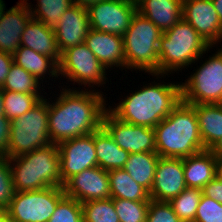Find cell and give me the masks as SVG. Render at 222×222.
<instances>
[{
    "label": "cell",
    "mask_w": 222,
    "mask_h": 222,
    "mask_svg": "<svg viewBox=\"0 0 222 222\" xmlns=\"http://www.w3.org/2000/svg\"><path fill=\"white\" fill-rule=\"evenodd\" d=\"M150 201L113 199L120 222H146Z\"/></svg>",
    "instance_id": "d6a6232c"
},
{
    "label": "cell",
    "mask_w": 222,
    "mask_h": 222,
    "mask_svg": "<svg viewBox=\"0 0 222 222\" xmlns=\"http://www.w3.org/2000/svg\"><path fill=\"white\" fill-rule=\"evenodd\" d=\"M184 179L187 187L201 189L217 176L216 157L205 149L183 158Z\"/></svg>",
    "instance_id": "7402d4cb"
},
{
    "label": "cell",
    "mask_w": 222,
    "mask_h": 222,
    "mask_svg": "<svg viewBox=\"0 0 222 222\" xmlns=\"http://www.w3.org/2000/svg\"><path fill=\"white\" fill-rule=\"evenodd\" d=\"M94 145L99 167L107 171L123 169L130 153L120 148L103 126L94 131Z\"/></svg>",
    "instance_id": "603a6c76"
},
{
    "label": "cell",
    "mask_w": 222,
    "mask_h": 222,
    "mask_svg": "<svg viewBox=\"0 0 222 222\" xmlns=\"http://www.w3.org/2000/svg\"><path fill=\"white\" fill-rule=\"evenodd\" d=\"M181 83L182 101L190 105L222 103V50L218 48ZM202 61V62H201Z\"/></svg>",
    "instance_id": "ba28073f"
},
{
    "label": "cell",
    "mask_w": 222,
    "mask_h": 222,
    "mask_svg": "<svg viewBox=\"0 0 222 222\" xmlns=\"http://www.w3.org/2000/svg\"><path fill=\"white\" fill-rule=\"evenodd\" d=\"M154 130L160 157L185 158L205 150L195 108L182 100Z\"/></svg>",
    "instance_id": "3957f363"
},
{
    "label": "cell",
    "mask_w": 222,
    "mask_h": 222,
    "mask_svg": "<svg viewBox=\"0 0 222 222\" xmlns=\"http://www.w3.org/2000/svg\"><path fill=\"white\" fill-rule=\"evenodd\" d=\"M90 29L87 8L75 4L69 7L61 15L58 24L54 28L60 53L84 43Z\"/></svg>",
    "instance_id": "e0dca14e"
},
{
    "label": "cell",
    "mask_w": 222,
    "mask_h": 222,
    "mask_svg": "<svg viewBox=\"0 0 222 222\" xmlns=\"http://www.w3.org/2000/svg\"><path fill=\"white\" fill-rule=\"evenodd\" d=\"M46 96L24 115L11 120L8 158L30 153L51 144Z\"/></svg>",
    "instance_id": "52a82bcc"
},
{
    "label": "cell",
    "mask_w": 222,
    "mask_h": 222,
    "mask_svg": "<svg viewBox=\"0 0 222 222\" xmlns=\"http://www.w3.org/2000/svg\"><path fill=\"white\" fill-rule=\"evenodd\" d=\"M62 86L57 95L59 97L55 100L48 97V132L51 142L55 144L99 129L108 105L102 90Z\"/></svg>",
    "instance_id": "6da1fadb"
},
{
    "label": "cell",
    "mask_w": 222,
    "mask_h": 222,
    "mask_svg": "<svg viewBox=\"0 0 222 222\" xmlns=\"http://www.w3.org/2000/svg\"><path fill=\"white\" fill-rule=\"evenodd\" d=\"M31 12V18L44 23L46 27L54 29L61 15L74 3L72 0H36V6L25 0ZM35 8H34V7Z\"/></svg>",
    "instance_id": "83f0119b"
},
{
    "label": "cell",
    "mask_w": 222,
    "mask_h": 222,
    "mask_svg": "<svg viewBox=\"0 0 222 222\" xmlns=\"http://www.w3.org/2000/svg\"><path fill=\"white\" fill-rule=\"evenodd\" d=\"M84 44L107 70L114 71L115 67H119V70L127 72L123 37L91 28L84 40Z\"/></svg>",
    "instance_id": "ac0fdd59"
},
{
    "label": "cell",
    "mask_w": 222,
    "mask_h": 222,
    "mask_svg": "<svg viewBox=\"0 0 222 222\" xmlns=\"http://www.w3.org/2000/svg\"><path fill=\"white\" fill-rule=\"evenodd\" d=\"M202 194L222 204V180L216 176L202 188Z\"/></svg>",
    "instance_id": "f35d334b"
},
{
    "label": "cell",
    "mask_w": 222,
    "mask_h": 222,
    "mask_svg": "<svg viewBox=\"0 0 222 222\" xmlns=\"http://www.w3.org/2000/svg\"><path fill=\"white\" fill-rule=\"evenodd\" d=\"M11 130V121L5 116H0V156L8 157V145Z\"/></svg>",
    "instance_id": "74e56055"
},
{
    "label": "cell",
    "mask_w": 222,
    "mask_h": 222,
    "mask_svg": "<svg viewBox=\"0 0 222 222\" xmlns=\"http://www.w3.org/2000/svg\"><path fill=\"white\" fill-rule=\"evenodd\" d=\"M83 222H120L115 211L113 198L81 203Z\"/></svg>",
    "instance_id": "1f68e13d"
},
{
    "label": "cell",
    "mask_w": 222,
    "mask_h": 222,
    "mask_svg": "<svg viewBox=\"0 0 222 222\" xmlns=\"http://www.w3.org/2000/svg\"><path fill=\"white\" fill-rule=\"evenodd\" d=\"M48 222H83L81 203L65 195L58 202Z\"/></svg>",
    "instance_id": "836d02e7"
},
{
    "label": "cell",
    "mask_w": 222,
    "mask_h": 222,
    "mask_svg": "<svg viewBox=\"0 0 222 222\" xmlns=\"http://www.w3.org/2000/svg\"><path fill=\"white\" fill-rule=\"evenodd\" d=\"M210 46L183 18L171 29L162 33L159 41L158 74L169 75L191 68L192 64L205 56ZM190 65V66H189ZM178 71V72H177Z\"/></svg>",
    "instance_id": "277c9868"
},
{
    "label": "cell",
    "mask_w": 222,
    "mask_h": 222,
    "mask_svg": "<svg viewBox=\"0 0 222 222\" xmlns=\"http://www.w3.org/2000/svg\"><path fill=\"white\" fill-rule=\"evenodd\" d=\"M159 158L160 156L156 152L129 154L123 169L128 172L136 183L150 192Z\"/></svg>",
    "instance_id": "484cf974"
},
{
    "label": "cell",
    "mask_w": 222,
    "mask_h": 222,
    "mask_svg": "<svg viewBox=\"0 0 222 222\" xmlns=\"http://www.w3.org/2000/svg\"><path fill=\"white\" fill-rule=\"evenodd\" d=\"M90 27L123 37L137 11L129 0H102L87 7Z\"/></svg>",
    "instance_id": "8fae6325"
},
{
    "label": "cell",
    "mask_w": 222,
    "mask_h": 222,
    "mask_svg": "<svg viewBox=\"0 0 222 222\" xmlns=\"http://www.w3.org/2000/svg\"><path fill=\"white\" fill-rule=\"evenodd\" d=\"M209 150L216 158L222 156V138L218 142H216Z\"/></svg>",
    "instance_id": "60d3db41"
},
{
    "label": "cell",
    "mask_w": 222,
    "mask_h": 222,
    "mask_svg": "<svg viewBox=\"0 0 222 222\" xmlns=\"http://www.w3.org/2000/svg\"><path fill=\"white\" fill-rule=\"evenodd\" d=\"M183 158L160 157L156 165L150 199L169 202L186 189Z\"/></svg>",
    "instance_id": "2e32d148"
},
{
    "label": "cell",
    "mask_w": 222,
    "mask_h": 222,
    "mask_svg": "<svg viewBox=\"0 0 222 222\" xmlns=\"http://www.w3.org/2000/svg\"><path fill=\"white\" fill-rule=\"evenodd\" d=\"M102 126L112 136L115 143L130 154L156 152L154 128L123 122L108 109L103 115Z\"/></svg>",
    "instance_id": "4fadbf2b"
},
{
    "label": "cell",
    "mask_w": 222,
    "mask_h": 222,
    "mask_svg": "<svg viewBox=\"0 0 222 222\" xmlns=\"http://www.w3.org/2000/svg\"><path fill=\"white\" fill-rule=\"evenodd\" d=\"M45 96L25 94L3 90V108L5 116L11 121L36 106Z\"/></svg>",
    "instance_id": "f546056e"
},
{
    "label": "cell",
    "mask_w": 222,
    "mask_h": 222,
    "mask_svg": "<svg viewBox=\"0 0 222 222\" xmlns=\"http://www.w3.org/2000/svg\"><path fill=\"white\" fill-rule=\"evenodd\" d=\"M201 196V189L187 187L169 204L182 222H194Z\"/></svg>",
    "instance_id": "4dcf8cb0"
},
{
    "label": "cell",
    "mask_w": 222,
    "mask_h": 222,
    "mask_svg": "<svg viewBox=\"0 0 222 222\" xmlns=\"http://www.w3.org/2000/svg\"><path fill=\"white\" fill-rule=\"evenodd\" d=\"M63 188L66 196L80 203L111 198L108 171L99 166L74 175Z\"/></svg>",
    "instance_id": "9a60e30c"
},
{
    "label": "cell",
    "mask_w": 222,
    "mask_h": 222,
    "mask_svg": "<svg viewBox=\"0 0 222 222\" xmlns=\"http://www.w3.org/2000/svg\"><path fill=\"white\" fill-rule=\"evenodd\" d=\"M198 120L205 149H210L222 138V103L192 105Z\"/></svg>",
    "instance_id": "d4e9b609"
},
{
    "label": "cell",
    "mask_w": 222,
    "mask_h": 222,
    "mask_svg": "<svg viewBox=\"0 0 222 222\" xmlns=\"http://www.w3.org/2000/svg\"><path fill=\"white\" fill-rule=\"evenodd\" d=\"M13 62L14 58L12 54L0 52V87L3 86Z\"/></svg>",
    "instance_id": "ab89813d"
},
{
    "label": "cell",
    "mask_w": 222,
    "mask_h": 222,
    "mask_svg": "<svg viewBox=\"0 0 222 222\" xmlns=\"http://www.w3.org/2000/svg\"><path fill=\"white\" fill-rule=\"evenodd\" d=\"M14 63L35 76L39 81H46L47 78H59L58 63L51 57L42 55L34 50L20 46L13 54ZM49 76V77H48ZM47 77V78H46ZM43 79L45 81H43Z\"/></svg>",
    "instance_id": "cb8c5ba5"
},
{
    "label": "cell",
    "mask_w": 222,
    "mask_h": 222,
    "mask_svg": "<svg viewBox=\"0 0 222 222\" xmlns=\"http://www.w3.org/2000/svg\"><path fill=\"white\" fill-rule=\"evenodd\" d=\"M9 158L0 156V207L6 210L15 194Z\"/></svg>",
    "instance_id": "e575fe53"
},
{
    "label": "cell",
    "mask_w": 222,
    "mask_h": 222,
    "mask_svg": "<svg viewBox=\"0 0 222 222\" xmlns=\"http://www.w3.org/2000/svg\"><path fill=\"white\" fill-rule=\"evenodd\" d=\"M137 11L163 33L183 18V0H143Z\"/></svg>",
    "instance_id": "44dd1931"
},
{
    "label": "cell",
    "mask_w": 222,
    "mask_h": 222,
    "mask_svg": "<svg viewBox=\"0 0 222 222\" xmlns=\"http://www.w3.org/2000/svg\"><path fill=\"white\" fill-rule=\"evenodd\" d=\"M146 222H182L169 202L150 200Z\"/></svg>",
    "instance_id": "8d00e7d4"
},
{
    "label": "cell",
    "mask_w": 222,
    "mask_h": 222,
    "mask_svg": "<svg viewBox=\"0 0 222 222\" xmlns=\"http://www.w3.org/2000/svg\"><path fill=\"white\" fill-rule=\"evenodd\" d=\"M214 8L216 9V12L219 15L220 22L222 25V0H212Z\"/></svg>",
    "instance_id": "7bdbcfd3"
},
{
    "label": "cell",
    "mask_w": 222,
    "mask_h": 222,
    "mask_svg": "<svg viewBox=\"0 0 222 222\" xmlns=\"http://www.w3.org/2000/svg\"><path fill=\"white\" fill-rule=\"evenodd\" d=\"M4 2H5L4 0H0V18H1V15L3 14L4 10L7 9Z\"/></svg>",
    "instance_id": "bcb514c9"
},
{
    "label": "cell",
    "mask_w": 222,
    "mask_h": 222,
    "mask_svg": "<svg viewBox=\"0 0 222 222\" xmlns=\"http://www.w3.org/2000/svg\"><path fill=\"white\" fill-rule=\"evenodd\" d=\"M106 71L108 70L84 43L63 51L58 63L59 78L63 80L64 77L68 83L71 81L73 86L75 83L84 85V90L86 86L94 91L96 86L104 88L109 83Z\"/></svg>",
    "instance_id": "9c48e42d"
},
{
    "label": "cell",
    "mask_w": 222,
    "mask_h": 222,
    "mask_svg": "<svg viewBox=\"0 0 222 222\" xmlns=\"http://www.w3.org/2000/svg\"><path fill=\"white\" fill-rule=\"evenodd\" d=\"M183 19L210 45L222 41V25L212 0H183Z\"/></svg>",
    "instance_id": "5bb4252c"
},
{
    "label": "cell",
    "mask_w": 222,
    "mask_h": 222,
    "mask_svg": "<svg viewBox=\"0 0 222 222\" xmlns=\"http://www.w3.org/2000/svg\"><path fill=\"white\" fill-rule=\"evenodd\" d=\"M194 222H222V204L202 194Z\"/></svg>",
    "instance_id": "d590c367"
},
{
    "label": "cell",
    "mask_w": 222,
    "mask_h": 222,
    "mask_svg": "<svg viewBox=\"0 0 222 222\" xmlns=\"http://www.w3.org/2000/svg\"><path fill=\"white\" fill-rule=\"evenodd\" d=\"M148 75L158 80L145 85L143 82V87L131 91L124 99L121 96L114 107H107L116 118L129 124L154 128L181 102V82H160L159 79L165 80L166 75Z\"/></svg>",
    "instance_id": "7a4b0ae2"
},
{
    "label": "cell",
    "mask_w": 222,
    "mask_h": 222,
    "mask_svg": "<svg viewBox=\"0 0 222 222\" xmlns=\"http://www.w3.org/2000/svg\"><path fill=\"white\" fill-rule=\"evenodd\" d=\"M217 161V177L222 180V156L216 158Z\"/></svg>",
    "instance_id": "ee69618b"
},
{
    "label": "cell",
    "mask_w": 222,
    "mask_h": 222,
    "mask_svg": "<svg viewBox=\"0 0 222 222\" xmlns=\"http://www.w3.org/2000/svg\"><path fill=\"white\" fill-rule=\"evenodd\" d=\"M161 35L162 31L157 26L136 11L123 35L126 69L137 71L136 73L139 70L158 74V48Z\"/></svg>",
    "instance_id": "8992f818"
},
{
    "label": "cell",
    "mask_w": 222,
    "mask_h": 222,
    "mask_svg": "<svg viewBox=\"0 0 222 222\" xmlns=\"http://www.w3.org/2000/svg\"><path fill=\"white\" fill-rule=\"evenodd\" d=\"M132 4L134 5H138L140 2H142L143 0H129Z\"/></svg>",
    "instance_id": "c3c4849f"
},
{
    "label": "cell",
    "mask_w": 222,
    "mask_h": 222,
    "mask_svg": "<svg viewBox=\"0 0 222 222\" xmlns=\"http://www.w3.org/2000/svg\"><path fill=\"white\" fill-rule=\"evenodd\" d=\"M31 12L25 0L17 2L3 12L0 18V52L14 54L21 46L20 40Z\"/></svg>",
    "instance_id": "d6986e66"
},
{
    "label": "cell",
    "mask_w": 222,
    "mask_h": 222,
    "mask_svg": "<svg viewBox=\"0 0 222 222\" xmlns=\"http://www.w3.org/2000/svg\"><path fill=\"white\" fill-rule=\"evenodd\" d=\"M5 214V210H3L1 207H0V217L3 216Z\"/></svg>",
    "instance_id": "681fc988"
},
{
    "label": "cell",
    "mask_w": 222,
    "mask_h": 222,
    "mask_svg": "<svg viewBox=\"0 0 222 222\" xmlns=\"http://www.w3.org/2000/svg\"><path fill=\"white\" fill-rule=\"evenodd\" d=\"M64 196L63 187L16 191L5 213L13 222H48Z\"/></svg>",
    "instance_id": "30bf717a"
},
{
    "label": "cell",
    "mask_w": 222,
    "mask_h": 222,
    "mask_svg": "<svg viewBox=\"0 0 222 222\" xmlns=\"http://www.w3.org/2000/svg\"><path fill=\"white\" fill-rule=\"evenodd\" d=\"M41 83L42 82L39 81L35 76L13 62L12 66L10 67L9 74L7 75L1 88L3 90L12 92L45 95V93H42V91L45 92V89L43 87L44 85L41 86ZM41 89L43 90L41 91Z\"/></svg>",
    "instance_id": "f1b7e54d"
},
{
    "label": "cell",
    "mask_w": 222,
    "mask_h": 222,
    "mask_svg": "<svg viewBox=\"0 0 222 222\" xmlns=\"http://www.w3.org/2000/svg\"><path fill=\"white\" fill-rule=\"evenodd\" d=\"M9 163L15 191L62 187L59 150L55 143L9 158Z\"/></svg>",
    "instance_id": "5b68a950"
},
{
    "label": "cell",
    "mask_w": 222,
    "mask_h": 222,
    "mask_svg": "<svg viewBox=\"0 0 222 222\" xmlns=\"http://www.w3.org/2000/svg\"><path fill=\"white\" fill-rule=\"evenodd\" d=\"M21 46L53 58L60 62L61 53L58 49L55 31L46 27L43 22L30 18L25 25L20 40Z\"/></svg>",
    "instance_id": "ffe728a7"
},
{
    "label": "cell",
    "mask_w": 222,
    "mask_h": 222,
    "mask_svg": "<svg viewBox=\"0 0 222 222\" xmlns=\"http://www.w3.org/2000/svg\"><path fill=\"white\" fill-rule=\"evenodd\" d=\"M0 222H13L7 215L6 213L0 217Z\"/></svg>",
    "instance_id": "7dc6e473"
},
{
    "label": "cell",
    "mask_w": 222,
    "mask_h": 222,
    "mask_svg": "<svg viewBox=\"0 0 222 222\" xmlns=\"http://www.w3.org/2000/svg\"><path fill=\"white\" fill-rule=\"evenodd\" d=\"M58 145L62 187L74 175L85 169L97 167L94 132L67 139Z\"/></svg>",
    "instance_id": "7c38bea8"
},
{
    "label": "cell",
    "mask_w": 222,
    "mask_h": 222,
    "mask_svg": "<svg viewBox=\"0 0 222 222\" xmlns=\"http://www.w3.org/2000/svg\"><path fill=\"white\" fill-rule=\"evenodd\" d=\"M75 5H79L82 7H88L91 4L98 3L102 0H72Z\"/></svg>",
    "instance_id": "b9f144b4"
},
{
    "label": "cell",
    "mask_w": 222,
    "mask_h": 222,
    "mask_svg": "<svg viewBox=\"0 0 222 222\" xmlns=\"http://www.w3.org/2000/svg\"><path fill=\"white\" fill-rule=\"evenodd\" d=\"M110 194L113 199L150 201L149 191L136 183L124 169L108 171Z\"/></svg>",
    "instance_id": "4316f807"
},
{
    "label": "cell",
    "mask_w": 222,
    "mask_h": 222,
    "mask_svg": "<svg viewBox=\"0 0 222 222\" xmlns=\"http://www.w3.org/2000/svg\"><path fill=\"white\" fill-rule=\"evenodd\" d=\"M3 89L0 87V116L5 115L4 114V108H3Z\"/></svg>",
    "instance_id": "f6af8a7d"
}]
</instances>
